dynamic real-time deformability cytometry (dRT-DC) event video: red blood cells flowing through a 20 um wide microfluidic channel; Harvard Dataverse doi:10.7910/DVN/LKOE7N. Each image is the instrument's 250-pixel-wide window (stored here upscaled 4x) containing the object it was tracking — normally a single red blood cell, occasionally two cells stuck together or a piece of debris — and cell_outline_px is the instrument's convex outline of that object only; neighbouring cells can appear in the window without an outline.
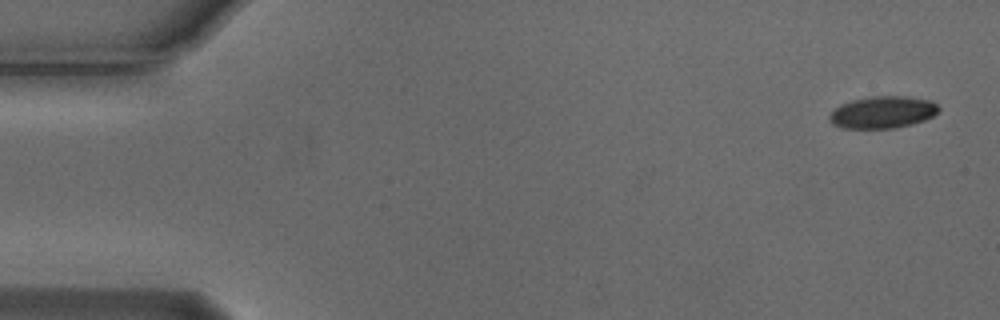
{"species": "Egyptian fruit bat (a non-hibernating species)", "species_latin": "Rousettus aegyptiacus", "temperature_condition": "cold", "stored_images_in_passage": 4, "camera_frame_rate_fps": 3000, "um_per_image_px": 0.085, "animal": {"sex": "male"}, "frame": {"image": 1, "passage_image": 1, "time_ms": 0.0, "image_size_px": [1000, 320], "cell_outline_px": [[940, 108], [932, 116], [924, 120], [912, 124], [892, 128], [844, 128], [832, 124], [828, 120], [828, 116], [840, 104], [852, 100], [872, 96], [904, 96], [932, 100]], "centroid_in_image_um": [75.01, 9.53], "position_along_channel_um": 10.0, "area_um2": 20.35}}